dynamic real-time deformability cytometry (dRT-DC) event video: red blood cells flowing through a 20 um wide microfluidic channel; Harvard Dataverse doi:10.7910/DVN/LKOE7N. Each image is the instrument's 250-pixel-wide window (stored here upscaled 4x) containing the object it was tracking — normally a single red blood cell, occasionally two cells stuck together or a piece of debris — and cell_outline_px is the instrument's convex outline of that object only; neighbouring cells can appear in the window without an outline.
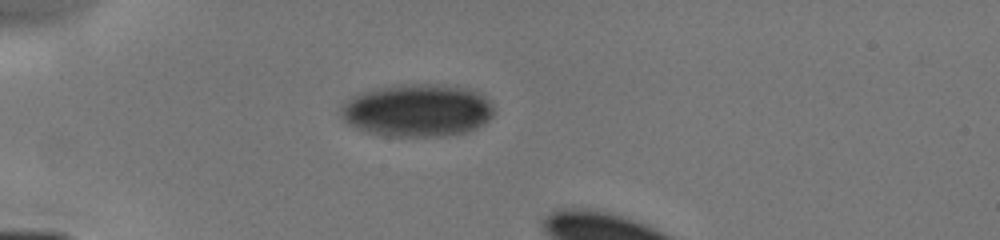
{"species": "human", "species_latin": "Homo sapiens", "temperature_condition": "cold", "stored_images_in_passage": 6, "camera_frame_rate_fps": 3000, "um_per_image_px": 0.085, "donor": {"sex": "male"}, "frame": {"image": 1, "passage_image": 1, "time_ms": 0.0, "image_size_px": [1000, 240], "cell_outline_px": [[492, 116], [484, 124], [468, 132], [444, 136], [388, 136], [368, 132], [356, 128], [348, 124], [340, 116], [340, 108], [348, 100], [360, 92], [376, 88], [400, 84], [440, 84], [464, 88], [484, 96], [488, 100], [492, 108]], "centroid_in_image_um": [35.44, 9.39], "position_along_channel_um": 49.6, "area_um2": 46.88}}